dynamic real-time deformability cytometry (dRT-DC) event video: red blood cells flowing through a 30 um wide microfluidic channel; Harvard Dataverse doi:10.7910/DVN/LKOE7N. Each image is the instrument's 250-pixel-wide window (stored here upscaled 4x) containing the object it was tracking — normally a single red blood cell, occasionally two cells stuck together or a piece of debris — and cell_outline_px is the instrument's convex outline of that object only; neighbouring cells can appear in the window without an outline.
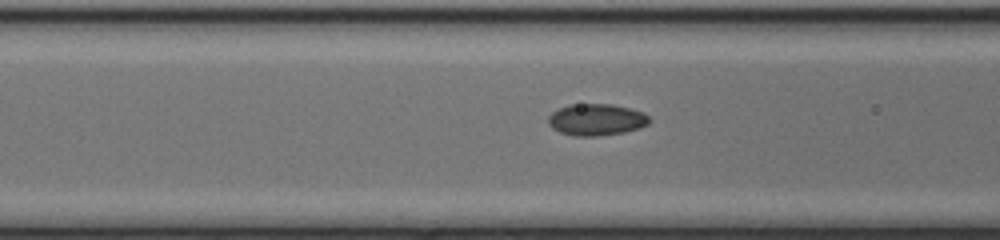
{"species": "common noctule bat (a hibernating species)", "species_latin": "Nyctalus noctula", "temperature_condition": "cold", "stored_images_in_passage": 14, "camera_frame_rate_fps": 3000, "um_per_image_px": 0.085, "animal": {"sex": "female", "body_mass_g": 17.0, "forearm_length_mm": 48.0}, "frame": {"image": 1, "passage_image": 12, "time_ms": 3.667, "image_size_px": [1000, 240], "cell_outline_px": [[652, 120], [648, 124], [640, 128], [624, 132], [596, 136], [572, 136], [560, 132], [552, 128], [548, 124], [548, 116], [552, 112], [568, 104], [612, 104], [628, 108], [640, 112], [648, 116]], "centroid_in_image_um": [50.67, 10.17], "position_along_channel_um": 115.9, "area_um2": 18.67}}